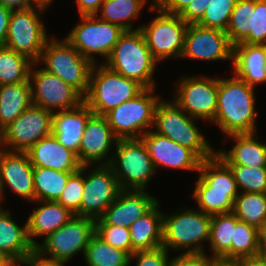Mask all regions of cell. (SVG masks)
I'll return each instance as SVG.
<instances>
[{
  "label": "cell",
  "mask_w": 266,
  "mask_h": 266,
  "mask_svg": "<svg viewBox=\"0 0 266 266\" xmlns=\"http://www.w3.org/2000/svg\"><path fill=\"white\" fill-rule=\"evenodd\" d=\"M218 107L214 124L225 135L255 133L254 87L236 75L218 79Z\"/></svg>",
  "instance_id": "obj_1"
},
{
  "label": "cell",
  "mask_w": 266,
  "mask_h": 266,
  "mask_svg": "<svg viewBox=\"0 0 266 266\" xmlns=\"http://www.w3.org/2000/svg\"><path fill=\"white\" fill-rule=\"evenodd\" d=\"M105 62L109 69L137 81L144 88H154L152 75L158 62L152 57L139 28L124 31Z\"/></svg>",
  "instance_id": "obj_2"
},
{
  "label": "cell",
  "mask_w": 266,
  "mask_h": 266,
  "mask_svg": "<svg viewBox=\"0 0 266 266\" xmlns=\"http://www.w3.org/2000/svg\"><path fill=\"white\" fill-rule=\"evenodd\" d=\"M211 218L192 208L173 215L163 213L162 246L168 251L184 250L183 254L205 253L201 243L210 240Z\"/></svg>",
  "instance_id": "obj_3"
},
{
  "label": "cell",
  "mask_w": 266,
  "mask_h": 266,
  "mask_svg": "<svg viewBox=\"0 0 266 266\" xmlns=\"http://www.w3.org/2000/svg\"><path fill=\"white\" fill-rule=\"evenodd\" d=\"M144 89L137 81L116 73L105 64H94L84 102L93 114L104 116L121 103L135 98Z\"/></svg>",
  "instance_id": "obj_4"
},
{
  "label": "cell",
  "mask_w": 266,
  "mask_h": 266,
  "mask_svg": "<svg viewBox=\"0 0 266 266\" xmlns=\"http://www.w3.org/2000/svg\"><path fill=\"white\" fill-rule=\"evenodd\" d=\"M194 118L185 113L174 101L160 99L155 109V132L192 150L202 161L212 158L216 151L198 127Z\"/></svg>",
  "instance_id": "obj_5"
},
{
  "label": "cell",
  "mask_w": 266,
  "mask_h": 266,
  "mask_svg": "<svg viewBox=\"0 0 266 266\" xmlns=\"http://www.w3.org/2000/svg\"><path fill=\"white\" fill-rule=\"evenodd\" d=\"M38 62L45 71L56 75L76 89L83 97L89 89L90 74L94 63L83 57L66 39L52 37L45 43Z\"/></svg>",
  "instance_id": "obj_6"
},
{
  "label": "cell",
  "mask_w": 266,
  "mask_h": 266,
  "mask_svg": "<svg viewBox=\"0 0 266 266\" xmlns=\"http://www.w3.org/2000/svg\"><path fill=\"white\" fill-rule=\"evenodd\" d=\"M154 90L145 88L135 98L121 103L104 115L118 139L138 138L152 128L156 106L162 99L152 93Z\"/></svg>",
  "instance_id": "obj_7"
},
{
  "label": "cell",
  "mask_w": 266,
  "mask_h": 266,
  "mask_svg": "<svg viewBox=\"0 0 266 266\" xmlns=\"http://www.w3.org/2000/svg\"><path fill=\"white\" fill-rule=\"evenodd\" d=\"M44 10H46L45 7L38 5L13 9L4 44L5 47L28 57L34 63L39 60L45 43L49 39L46 28L39 18Z\"/></svg>",
  "instance_id": "obj_8"
},
{
  "label": "cell",
  "mask_w": 266,
  "mask_h": 266,
  "mask_svg": "<svg viewBox=\"0 0 266 266\" xmlns=\"http://www.w3.org/2000/svg\"><path fill=\"white\" fill-rule=\"evenodd\" d=\"M110 166L122 190H145L155 168L138 138L118 139Z\"/></svg>",
  "instance_id": "obj_9"
},
{
  "label": "cell",
  "mask_w": 266,
  "mask_h": 266,
  "mask_svg": "<svg viewBox=\"0 0 266 266\" xmlns=\"http://www.w3.org/2000/svg\"><path fill=\"white\" fill-rule=\"evenodd\" d=\"M150 10H157L159 15L150 24L138 28L145 38L152 57L158 63L172 56L181 57L189 24L178 15L162 11L155 2L150 6Z\"/></svg>",
  "instance_id": "obj_10"
},
{
  "label": "cell",
  "mask_w": 266,
  "mask_h": 266,
  "mask_svg": "<svg viewBox=\"0 0 266 266\" xmlns=\"http://www.w3.org/2000/svg\"><path fill=\"white\" fill-rule=\"evenodd\" d=\"M97 15L80 16L81 23L74 26L65 38L83 57L95 64L94 55L109 58L124 30L113 23L100 20Z\"/></svg>",
  "instance_id": "obj_11"
},
{
  "label": "cell",
  "mask_w": 266,
  "mask_h": 266,
  "mask_svg": "<svg viewBox=\"0 0 266 266\" xmlns=\"http://www.w3.org/2000/svg\"><path fill=\"white\" fill-rule=\"evenodd\" d=\"M95 234V219L73 215L72 218L55 232L44 238L35 247L41 256L49 254L48 259L68 262L74 255L82 252Z\"/></svg>",
  "instance_id": "obj_12"
},
{
  "label": "cell",
  "mask_w": 266,
  "mask_h": 266,
  "mask_svg": "<svg viewBox=\"0 0 266 266\" xmlns=\"http://www.w3.org/2000/svg\"><path fill=\"white\" fill-rule=\"evenodd\" d=\"M52 125L53 113L31 104L2 130L0 146L26 152L40 139L52 134Z\"/></svg>",
  "instance_id": "obj_13"
},
{
  "label": "cell",
  "mask_w": 266,
  "mask_h": 266,
  "mask_svg": "<svg viewBox=\"0 0 266 266\" xmlns=\"http://www.w3.org/2000/svg\"><path fill=\"white\" fill-rule=\"evenodd\" d=\"M180 79L173 101L194 119L214 122L218 107V78L186 76Z\"/></svg>",
  "instance_id": "obj_14"
},
{
  "label": "cell",
  "mask_w": 266,
  "mask_h": 266,
  "mask_svg": "<svg viewBox=\"0 0 266 266\" xmlns=\"http://www.w3.org/2000/svg\"><path fill=\"white\" fill-rule=\"evenodd\" d=\"M29 82L32 104L52 113L57 108L58 112L75 109L84 102V97L76 89L42 68L34 70L31 67Z\"/></svg>",
  "instance_id": "obj_15"
},
{
  "label": "cell",
  "mask_w": 266,
  "mask_h": 266,
  "mask_svg": "<svg viewBox=\"0 0 266 266\" xmlns=\"http://www.w3.org/2000/svg\"><path fill=\"white\" fill-rule=\"evenodd\" d=\"M84 176L81 216L99 219L122 190L110 165H98Z\"/></svg>",
  "instance_id": "obj_16"
},
{
  "label": "cell",
  "mask_w": 266,
  "mask_h": 266,
  "mask_svg": "<svg viewBox=\"0 0 266 266\" xmlns=\"http://www.w3.org/2000/svg\"><path fill=\"white\" fill-rule=\"evenodd\" d=\"M181 57L214 61L233 59V45L225 31L189 24Z\"/></svg>",
  "instance_id": "obj_17"
},
{
  "label": "cell",
  "mask_w": 266,
  "mask_h": 266,
  "mask_svg": "<svg viewBox=\"0 0 266 266\" xmlns=\"http://www.w3.org/2000/svg\"><path fill=\"white\" fill-rule=\"evenodd\" d=\"M138 139L149 153L153 166L199 171L202 160L190 149L149 130Z\"/></svg>",
  "instance_id": "obj_18"
},
{
  "label": "cell",
  "mask_w": 266,
  "mask_h": 266,
  "mask_svg": "<svg viewBox=\"0 0 266 266\" xmlns=\"http://www.w3.org/2000/svg\"><path fill=\"white\" fill-rule=\"evenodd\" d=\"M118 138L114 135L105 116L92 114L85 125L80 141L78 161L81 165L99 164L110 165L113 155L109 157L112 145ZM106 157L108 159L106 160ZM102 161V162H101Z\"/></svg>",
  "instance_id": "obj_19"
},
{
  "label": "cell",
  "mask_w": 266,
  "mask_h": 266,
  "mask_svg": "<svg viewBox=\"0 0 266 266\" xmlns=\"http://www.w3.org/2000/svg\"><path fill=\"white\" fill-rule=\"evenodd\" d=\"M7 149L0 152V203L6 185L18 196L35 201L33 166L27 152Z\"/></svg>",
  "instance_id": "obj_20"
},
{
  "label": "cell",
  "mask_w": 266,
  "mask_h": 266,
  "mask_svg": "<svg viewBox=\"0 0 266 266\" xmlns=\"http://www.w3.org/2000/svg\"><path fill=\"white\" fill-rule=\"evenodd\" d=\"M158 203L145 190H121L116 200L104 214L95 220V225H113L129 228Z\"/></svg>",
  "instance_id": "obj_21"
},
{
  "label": "cell",
  "mask_w": 266,
  "mask_h": 266,
  "mask_svg": "<svg viewBox=\"0 0 266 266\" xmlns=\"http://www.w3.org/2000/svg\"><path fill=\"white\" fill-rule=\"evenodd\" d=\"M26 152L33 167L76 172L82 166L77 155L60 144L53 134L40 139Z\"/></svg>",
  "instance_id": "obj_22"
},
{
  "label": "cell",
  "mask_w": 266,
  "mask_h": 266,
  "mask_svg": "<svg viewBox=\"0 0 266 266\" xmlns=\"http://www.w3.org/2000/svg\"><path fill=\"white\" fill-rule=\"evenodd\" d=\"M92 114L85 102L75 109L53 113L52 134L60 144L74 152L77 158L86 122Z\"/></svg>",
  "instance_id": "obj_23"
},
{
  "label": "cell",
  "mask_w": 266,
  "mask_h": 266,
  "mask_svg": "<svg viewBox=\"0 0 266 266\" xmlns=\"http://www.w3.org/2000/svg\"><path fill=\"white\" fill-rule=\"evenodd\" d=\"M234 73L246 83H266V45L243 44L233 46Z\"/></svg>",
  "instance_id": "obj_24"
},
{
  "label": "cell",
  "mask_w": 266,
  "mask_h": 266,
  "mask_svg": "<svg viewBox=\"0 0 266 266\" xmlns=\"http://www.w3.org/2000/svg\"><path fill=\"white\" fill-rule=\"evenodd\" d=\"M40 202L44 204L36 209L34 208L26 221L28 238L34 247L38 245V242L33 237L45 236L46 238L67 223L74 215L57 201Z\"/></svg>",
  "instance_id": "obj_25"
},
{
  "label": "cell",
  "mask_w": 266,
  "mask_h": 266,
  "mask_svg": "<svg viewBox=\"0 0 266 266\" xmlns=\"http://www.w3.org/2000/svg\"><path fill=\"white\" fill-rule=\"evenodd\" d=\"M236 144L229 151H217L226 164H239L247 167H266V143H260L256 133L227 135Z\"/></svg>",
  "instance_id": "obj_26"
},
{
  "label": "cell",
  "mask_w": 266,
  "mask_h": 266,
  "mask_svg": "<svg viewBox=\"0 0 266 266\" xmlns=\"http://www.w3.org/2000/svg\"><path fill=\"white\" fill-rule=\"evenodd\" d=\"M159 202L143 217L129 227L132 254L136 251L152 250L162 246L163 213Z\"/></svg>",
  "instance_id": "obj_27"
},
{
  "label": "cell",
  "mask_w": 266,
  "mask_h": 266,
  "mask_svg": "<svg viewBox=\"0 0 266 266\" xmlns=\"http://www.w3.org/2000/svg\"><path fill=\"white\" fill-rule=\"evenodd\" d=\"M35 247L27 234V223L19 226L11 218L8 210L0 205V251L8 257H21L31 254Z\"/></svg>",
  "instance_id": "obj_28"
},
{
  "label": "cell",
  "mask_w": 266,
  "mask_h": 266,
  "mask_svg": "<svg viewBox=\"0 0 266 266\" xmlns=\"http://www.w3.org/2000/svg\"><path fill=\"white\" fill-rule=\"evenodd\" d=\"M30 82L0 86V129L12 123L30 105Z\"/></svg>",
  "instance_id": "obj_29"
},
{
  "label": "cell",
  "mask_w": 266,
  "mask_h": 266,
  "mask_svg": "<svg viewBox=\"0 0 266 266\" xmlns=\"http://www.w3.org/2000/svg\"><path fill=\"white\" fill-rule=\"evenodd\" d=\"M198 172L199 177L209 186V192L239 193L232 170L216 154L203 160Z\"/></svg>",
  "instance_id": "obj_30"
},
{
  "label": "cell",
  "mask_w": 266,
  "mask_h": 266,
  "mask_svg": "<svg viewBox=\"0 0 266 266\" xmlns=\"http://www.w3.org/2000/svg\"><path fill=\"white\" fill-rule=\"evenodd\" d=\"M239 221L232 212L212 215L209 240L212 257L231 259V240Z\"/></svg>",
  "instance_id": "obj_31"
},
{
  "label": "cell",
  "mask_w": 266,
  "mask_h": 266,
  "mask_svg": "<svg viewBox=\"0 0 266 266\" xmlns=\"http://www.w3.org/2000/svg\"><path fill=\"white\" fill-rule=\"evenodd\" d=\"M72 173L33 167L35 202L57 201Z\"/></svg>",
  "instance_id": "obj_32"
},
{
  "label": "cell",
  "mask_w": 266,
  "mask_h": 266,
  "mask_svg": "<svg viewBox=\"0 0 266 266\" xmlns=\"http://www.w3.org/2000/svg\"><path fill=\"white\" fill-rule=\"evenodd\" d=\"M145 5L146 0H104L98 18L116 24L124 31H133L131 20L139 15Z\"/></svg>",
  "instance_id": "obj_33"
},
{
  "label": "cell",
  "mask_w": 266,
  "mask_h": 266,
  "mask_svg": "<svg viewBox=\"0 0 266 266\" xmlns=\"http://www.w3.org/2000/svg\"><path fill=\"white\" fill-rule=\"evenodd\" d=\"M232 213L259 230L266 222V193L240 192L235 198Z\"/></svg>",
  "instance_id": "obj_34"
},
{
  "label": "cell",
  "mask_w": 266,
  "mask_h": 266,
  "mask_svg": "<svg viewBox=\"0 0 266 266\" xmlns=\"http://www.w3.org/2000/svg\"><path fill=\"white\" fill-rule=\"evenodd\" d=\"M32 64L28 57L0 46V86L29 81Z\"/></svg>",
  "instance_id": "obj_35"
},
{
  "label": "cell",
  "mask_w": 266,
  "mask_h": 266,
  "mask_svg": "<svg viewBox=\"0 0 266 266\" xmlns=\"http://www.w3.org/2000/svg\"><path fill=\"white\" fill-rule=\"evenodd\" d=\"M84 258L87 266H130L126 252L105 243L96 234L90 238Z\"/></svg>",
  "instance_id": "obj_36"
},
{
  "label": "cell",
  "mask_w": 266,
  "mask_h": 266,
  "mask_svg": "<svg viewBox=\"0 0 266 266\" xmlns=\"http://www.w3.org/2000/svg\"><path fill=\"white\" fill-rule=\"evenodd\" d=\"M238 194L209 192V186L198 176L192 196L199 210L212 216L232 212Z\"/></svg>",
  "instance_id": "obj_37"
},
{
  "label": "cell",
  "mask_w": 266,
  "mask_h": 266,
  "mask_svg": "<svg viewBox=\"0 0 266 266\" xmlns=\"http://www.w3.org/2000/svg\"><path fill=\"white\" fill-rule=\"evenodd\" d=\"M259 253V230L239 221L234 228L231 240V259L256 256Z\"/></svg>",
  "instance_id": "obj_38"
},
{
  "label": "cell",
  "mask_w": 266,
  "mask_h": 266,
  "mask_svg": "<svg viewBox=\"0 0 266 266\" xmlns=\"http://www.w3.org/2000/svg\"><path fill=\"white\" fill-rule=\"evenodd\" d=\"M251 31V0H237L226 33L230 43H241Z\"/></svg>",
  "instance_id": "obj_39"
},
{
  "label": "cell",
  "mask_w": 266,
  "mask_h": 266,
  "mask_svg": "<svg viewBox=\"0 0 266 266\" xmlns=\"http://www.w3.org/2000/svg\"><path fill=\"white\" fill-rule=\"evenodd\" d=\"M234 174L241 192L266 193V167H247L239 164H227Z\"/></svg>",
  "instance_id": "obj_40"
},
{
  "label": "cell",
  "mask_w": 266,
  "mask_h": 266,
  "mask_svg": "<svg viewBox=\"0 0 266 266\" xmlns=\"http://www.w3.org/2000/svg\"><path fill=\"white\" fill-rule=\"evenodd\" d=\"M86 168L88 169L89 165H82L78 171L69 176L67 184L57 200L59 204L77 216H81V201L84 190L83 174L86 172Z\"/></svg>",
  "instance_id": "obj_41"
},
{
  "label": "cell",
  "mask_w": 266,
  "mask_h": 266,
  "mask_svg": "<svg viewBox=\"0 0 266 266\" xmlns=\"http://www.w3.org/2000/svg\"><path fill=\"white\" fill-rule=\"evenodd\" d=\"M236 2L237 0H211L197 25L226 32Z\"/></svg>",
  "instance_id": "obj_42"
},
{
  "label": "cell",
  "mask_w": 266,
  "mask_h": 266,
  "mask_svg": "<svg viewBox=\"0 0 266 266\" xmlns=\"http://www.w3.org/2000/svg\"><path fill=\"white\" fill-rule=\"evenodd\" d=\"M241 43L266 45V0H251V31Z\"/></svg>",
  "instance_id": "obj_43"
},
{
  "label": "cell",
  "mask_w": 266,
  "mask_h": 266,
  "mask_svg": "<svg viewBox=\"0 0 266 266\" xmlns=\"http://www.w3.org/2000/svg\"><path fill=\"white\" fill-rule=\"evenodd\" d=\"M95 234L105 243L132 255L130 229L113 225H95Z\"/></svg>",
  "instance_id": "obj_44"
},
{
  "label": "cell",
  "mask_w": 266,
  "mask_h": 266,
  "mask_svg": "<svg viewBox=\"0 0 266 266\" xmlns=\"http://www.w3.org/2000/svg\"><path fill=\"white\" fill-rule=\"evenodd\" d=\"M168 250L163 246L152 250L136 251L130 256L129 265L135 258L136 266H167Z\"/></svg>",
  "instance_id": "obj_45"
},
{
  "label": "cell",
  "mask_w": 266,
  "mask_h": 266,
  "mask_svg": "<svg viewBox=\"0 0 266 266\" xmlns=\"http://www.w3.org/2000/svg\"><path fill=\"white\" fill-rule=\"evenodd\" d=\"M211 0H193L178 16L187 24H197Z\"/></svg>",
  "instance_id": "obj_46"
},
{
  "label": "cell",
  "mask_w": 266,
  "mask_h": 266,
  "mask_svg": "<svg viewBox=\"0 0 266 266\" xmlns=\"http://www.w3.org/2000/svg\"><path fill=\"white\" fill-rule=\"evenodd\" d=\"M167 266H208V257L203 254H180L168 262Z\"/></svg>",
  "instance_id": "obj_47"
},
{
  "label": "cell",
  "mask_w": 266,
  "mask_h": 266,
  "mask_svg": "<svg viewBox=\"0 0 266 266\" xmlns=\"http://www.w3.org/2000/svg\"><path fill=\"white\" fill-rule=\"evenodd\" d=\"M193 0H155V5L162 11L179 15Z\"/></svg>",
  "instance_id": "obj_48"
},
{
  "label": "cell",
  "mask_w": 266,
  "mask_h": 266,
  "mask_svg": "<svg viewBox=\"0 0 266 266\" xmlns=\"http://www.w3.org/2000/svg\"><path fill=\"white\" fill-rule=\"evenodd\" d=\"M13 8L0 3V46H4Z\"/></svg>",
  "instance_id": "obj_49"
},
{
  "label": "cell",
  "mask_w": 266,
  "mask_h": 266,
  "mask_svg": "<svg viewBox=\"0 0 266 266\" xmlns=\"http://www.w3.org/2000/svg\"><path fill=\"white\" fill-rule=\"evenodd\" d=\"M103 1L104 0H77L79 15H97Z\"/></svg>",
  "instance_id": "obj_50"
},
{
  "label": "cell",
  "mask_w": 266,
  "mask_h": 266,
  "mask_svg": "<svg viewBox=\"0 0 266 266\" xmlns=\"http://www.w3.org/2000/svg\"><path fill=\"white\" fill-rule=\"evenodd\" d=\"M63 261L48 259L45 256H41L35 250L31 253V265L30 266H64Z\"/></svg>",
  "instance_id": "obj_51"
},
{
  "label": "cell",
  "mask_w": 266,
  "mask_h": 266,
  "mask_svg": "<svg viewBox=\"0 0 266 266\" xmlns=\"http://www.w3.org/2000/svg\"><path fill=\"white\" fill-rule=\"evenodd\" d=\"M238 266H265L260 255L237 259Z\"/></svg>",
  "instance_id": "obj_52"
},
{
  "label": "cell",
  "mask_w": 266,
  "mask_h": 266,
  "mask_svg": "<svg viewBox=\"0 0 266 266\" xmlns=\"http://www.w3.org/2000/svg\"><path fill=\"white\" fill-rule=\"evenodd\" d=\"M26 264L27 266L31 265V254L21 256V257H9L3 266H20Z\"/></svg>",
  "instance_id": "obj_53"
},
{
  "label": "cell",
  "mask_w": 266,
  "mask_h": 266,
  "mask_svg": "<svg viewBox=\"0 0 266 266\" xmlns=\"http://www.w3.org/2000/svg\"><path fill=\"white\" fill-rule=\"evenodd\" d=\"M208 266H238L237 260L222 257H208Z\"/></svg>",
  "instance_id": "obj_54"
},
{
  "label": "cell",
  "mask_w": 266,
  "mask_h": 266,
  "mask_svg": "<svg viewBox=\"0 0 266 266\" xmlns=\"http://www.w3.org/2000/svg\"><path fill=\"white\" fill-rule=\"evenodd\" d=\"M0 3L13 9L28 8L34 5L31 0H0Z\"/></svg>",
  "instance_id": "obj_55"
},
{
  "label": "cell",
  "mask_w": 266,
  "mask_h": 266,
  "mask_svg": "<svg viewBox=\"0 0 266 266\" xmlns=\"http://www.w3.org/2000/svg\"><path fill=\"white\" fill-rule=\"evenodd\" d=\"M259 252L266 253V222L259 229Z\"/></svg>",
  "instance_id": "obj_56"
},
{
  "label": "cell",
  "mask_w": 266,
  "mask_h": 266,
  "mask_svg": "<svg viewBox=\"0 0 266 266\" xmlns=\"http://www.w3.org/2000/svg\"><path fill=\"white\" fill-rule=\"evenodd\" d=\"M31 1L35 5L42 6V7H45V8H48L49 4H51L53 2V0H31Z\"/></svg>",
  "instance_id": "obj_57"
},
{
  "label": "cell",
  "mask_w": 266,
  "mask_h": 266,
  "mask_svg": "<svg viewBox=\"0 0 266 266\" xmlns=\"http://www.w3.org/2000/svg\"><path fill=\"white\" fill-rule=\"evenodd\" d=\"M9 257L6 256L3 252L0 251V266L4 265V262L8 259Z\"/></svg>",
  "instance_id": "obj_58"
},
{
  "label": "cell",
  "mask_w": 266,
  "mask_h": 266,
  "mask_svg": "<svg viewBox=\"0 0 266 266\" xmlns=\"http://www.w3.org/2000/svg\"><path fill=\"white\" fill-rule=\"evenodd\" d=\"M259 255L263 258L265 266H266V253H259Z\"/></svg>",
  "instance_id": "obj_59"
},
{
  "label": "cell",
  "mask_w": 266,
  "mask_h": 266,
  "mask_svg": "<svg viewBox=\"0 0 266 266\" xmlns=\"http://www.w3.org/2000/svg\"><path fill=\"white\" fill-rule=\"evenodd\" d=\"M1 137H2V130L0 129V141H1Z\"/></svg>",
  "instance_id": "obj_60"
}]
</instances>
